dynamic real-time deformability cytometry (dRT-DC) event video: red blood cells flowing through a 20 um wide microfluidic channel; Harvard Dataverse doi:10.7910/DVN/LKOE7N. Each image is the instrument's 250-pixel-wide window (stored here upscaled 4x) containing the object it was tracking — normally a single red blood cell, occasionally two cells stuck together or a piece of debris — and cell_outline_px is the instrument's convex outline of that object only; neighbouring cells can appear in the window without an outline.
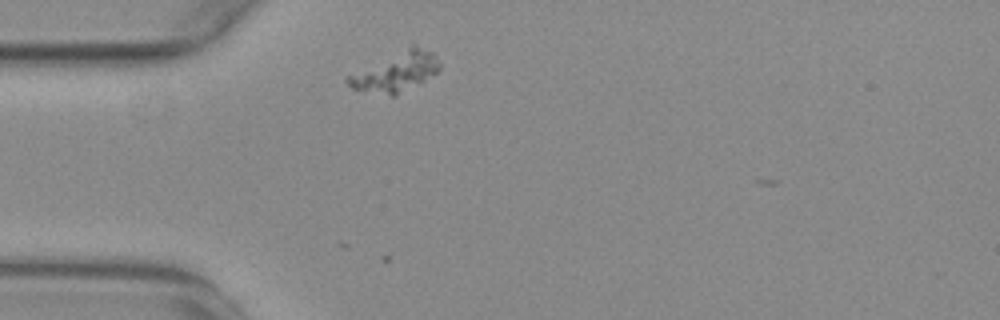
{"species": "common noctule bat (a hibernating species)", "species_latin": "Nyctalus noctula", "temperature_condition": "warm", "stored_images_in_passage": 26, "camera_frame_rate_fps": 3000, "um_per_image_px": 0.085, "animal": {"sex": "female", "body_mass_g": 29.2, "forearm_length_mm": 56.3}, "frame": {"image": 1, "passage_image": 3, "time_ms": 0.667, "image_size_px": [1000, 320], "cell_outline_px": [[440, 68], [436, 72], [424, 80], [396, 96], [392, 96], [352, 88], [344, 80], [344, 76], [412, 44], [416, 44], [432, 52], [436, 56], [440, 64]], "centroid_in_image_um": [33.62, 6.09], "position_along_channel_um": 51.4, "area_um2": 21.04}}
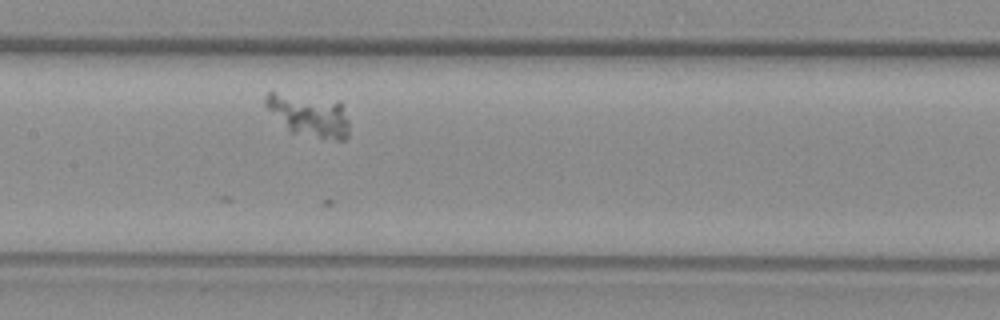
{"frame": {"image": 2, "passage_image": 15, "time_ms": 4.667, "image_size_px": [1000, 320], "cell_outline_px": [[348, 136], [344, 140], [336, 140], [288, 132], [264, 104], [264, 96], [268, 92], [276, 92], [340, 100], [348, 120]], "centroid_in_image_um": [26.27, 9.78], "position_along_channel_um": 181.1, "area_um2": 20.92}}
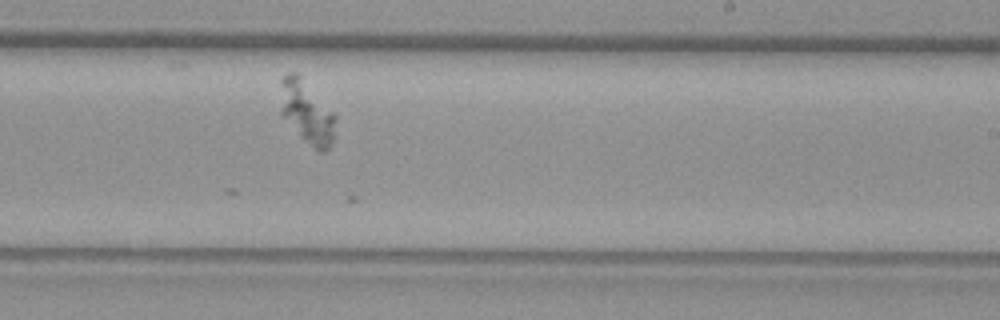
{"frame": {"image": 3, "passage_image": 22, "time_ms": 7.0, "image_size_px": [1000, 320], "cell_outline_px": [[336, 120], [332, 140], [328, 148], [324, 152], [320, 152], [300, 136], [280, 116], [280, 80], [288, 72], [296, 72], [300, 76], [336, 116]], "centroid_in_image_um": [26.03, 9.52], "position_along_channel_um": 263.0, "area_um2": 20.0}}